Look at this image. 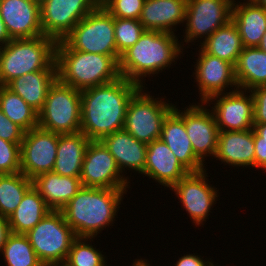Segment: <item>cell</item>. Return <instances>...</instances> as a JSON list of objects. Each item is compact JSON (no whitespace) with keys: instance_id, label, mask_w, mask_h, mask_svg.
Masks as SVG:
<instances>
[{"instance_id":"3","label":"cell","mask_w":266,"mask_h":266,"mask_svg":"<svg viewBox=\"0 0 266 266\" xmlns=\"http://www.w3.org/2000/svg\"><path fill=\"white\" fill-rule=\"evenodd\" d=\"M181 43L173 33L145 30L140 39L121 54L120 75L145 87L142 77L158 74L176 62L184 50Z\"/></svg>"},{"instance_id":"48","label":"cell","mask_w":266,"mask_h":266,"mask_svg":"<svg viewBox=\"0 0 266 266\" xmlns=\"http://www.w3.org/2000/svg\"><path fill=\"white\" fill-rule=\"evenodd\" d=\"M47 266H69L66 262L53 263Z\"/></svg>"},{"instance_id":"11","label":"cell","mask_w":266,"mask_h":266,"mask_svg":"<svg viewBox=\"0 0 266 266\" xmlns=\"http://www.w3.org/2000/svg\"><path fill=\"white\" fill-rule=\"evenodd\" d=\"M100 0H41V30L44 36L62 40Z\"/></svg>"},{"instance_id":"49","label":"cell","mask_w":266,"mask_h":266,"mask_svg":"<svg viewBox=\"0 0 266 266\" xmlns=\"http://www.w3.org/2000/svg\"><path fill=\"white\" fill-rule=\"evenodd\" d=\"M209 266H215L213 263H212V261H211V263L209 264Z\"/></svg>"},{"instance_id":"32","label":"cell","mask_w":266,"mask_h":266,"mask_svg":"<svg viewBox=\"0 0 266 266\" xmlns=\"http://www.w3.org/2000/svg\"><path fill=\"white\" fill-rule=\"evenodd\" d=\"M32 186V179L22 172L0 174V216L8 218Z\"/></svg>"},{"instance_id":"44","label":"cell","mask_w":266,"mask_h":266,"mask_svg":"<svg viewBox=\"0 0 266 266\" xmlns=\"http://www.w3.org/2000/svg\"><path fill=\"white\" fill-rule=\"evenodd\" d=\"M10 40L11 38L6 30V26L0 14V48L5 46Z\"/></svg>"},{"instance_id":"17","label":"cell","mask_w":266,"mask_h":266,"mask_svg":"<svg viewBox=\"0 0 266 266\" xmlns=\"http://www.w3.org/2000/svg\"><path fill=\"white\" fill-rule=\"evenodd\" d=\"M203 104H191L184 110L186 133L195 155L202 162L209 155L215 157L219 134L213 112L205 108Z\"/></svg>"},{"instance_id":"12","label":"cell","mask_w":266,"mask_h":266,"mask_svg":"<svg viewBox=\"0 0 266 266\" xmlns=\"http://www.w3.org/2000/svg\"><path fill=\"white\" fill-rule=\"evenodd\" d=\"M123 175L104 143L90 140L80 174L82 186L127 189L130 182Z\"/></svg>"},{"instance_id":"24","label":"cell","mask_w":266,"mask_h":266,"mask_svg":"<svg viewBox=\"0 0 266 266\" xmlns=\"http://www.w3.org/2000/svg\"><path fill=\"white\" fill-rule=\"evenodd\" d=\"M32 181L51 210H61L82 188L79 177L61 176L54 172L41 173Z\"/></svg>"},{"instance_id":"41","label":"cell","mask_w":266,"mask_h":266,"mask_svg":"<svg viewBox=\"0 0 266 266\" xmlns=\"http://www.w3.org/2000/svg\"><path fill=\"white\" fill-rule=\"evenodd\" d=\"M255 146V168L266 170V143H254Z\"/></svg>"},{"instance_id":"20","label":"cell","mask_w":266,"mask_h":266,"mask_svg":"<svg viewBox=\"0 0 266 266\" xmlns=\"http://www.w3.org/2000/svg\"><path fill=\"white\" fill-rule=\"evenodd\" d=\"M189 172L161 139L147 144L146 164L143 174L160 185L172 188Z\"/></svg>"},{"instance_id":"4","label":"cell","mask_w":266,"mask_h":266,"mask_svg":"<svg viewBox=\"0 0 266 266\" xmlns=\"http://www.w3.org/2000/svg\"><path fill=\"white\" fill-rule=\"evenodd\" d=\"M120 56H108L71 49L63 40L56 44L57 78L83 91L121 77Z\"/></svg>"},{"instance_id":"9","label":"cell","mask_w":266,"mask_h":266,"mask_svg":"<svg viewBox=\"0 0 266 266\" xmlns=\"http://www.w3.org/2000/svg\"><path fill=\"white\" fill-rule=\"evenodd\" d=\"M143 88L134 94L128 104L123 129L138 141L149 144L160 139L163 122L175 105L163 101L162 97L161 100L154 99Z\"/></svg>"},{"instance_id":"43","label":"cell","mask_w":266,"mask_h":266,"mask_svg":"<svg viewBox=\"0 0 266 266\" xmlns=\"http://www.w3.org/2000/svg\"><path fill=\"white\" fill-rule=\"evenodd\" d=\"M10 233L8 219L0 216V252L2 251L3 245Z\"/></svg>"},{"instance_id":"2","label":"cell","mask_w":266,"mask_h":266,"mask_svg":"<svg viewBox=\"0 0 266 266\" xmlns=\"http://www.w3.org/2000/svg\"><path fill=\"white\" fill-rule=\"evenodd\" d=\"M126 191L82 186L60 211L77 237L95 238L116 220L114 218Z\"/></svg>"},{"instance_id":"22","label":"cell","mask_w":266,"mask_h":266,"mask_svg":"<svg viewBox=\"0 0 266 266\" xmlns=\"http://www.w3.org/2000/svg\"><path fill=\"white\" fill-rule=\"evenodd\" d=\"M101 141L114 157L121 173L129 168L128 170L133 169L143 175L146 164L147 144L138 141L125 129L115 131L105 136Z\"/></svg>"},{"instance_id":"28","label":"cell","mask_w":266,"mask_h":266,"mask_svg":"<svg viewBox=\"0 0 266 266\" xmlns=\"http://www.w3.org/2000/svg\"><path fill=\"white\" fill-rule=\"evenodd\" d=\"M51 209L39 192L32 186L23 196L22 201L7 218L10 232L26 234L34 228Z\"/></svg>"},{"instance_id":"13","label":"cell","mask_w":266,"mask_h":266,"mask_svg":"<svg viewBox=\"0 0 266 266\" xmlns=\"http://www.w3.org/2000/svg\"><path fill=\"white\" fill-rule=\"evenodd\" d=\"M59 134L41 127L26 131L20 144V172L27 178L52 172L57 155Z\"/></svg>"},{"instance_id":"35","label":"cell","mask_w":266,"mask_h":266,"mask_svg":"<svg viewBox=\"0 0 266 266\" xmlns=\"http://www.w3.org/2000/svg\"><path fill=\"white\" fill-rule=\"evenodd\" d=\"M139 20L114 17V36L117 52L121 55L133 46L145 32Z\"/></svg>"},{"instance_id":"1","label":"cell","mask_w":266,"mask_h":266,"mask_svg":"<svg viewBox=\"0 0 266 266\" xmlns=\"http://www.w3.org/2000/svg\"><path fill=\"white\" fill-rule=\"evenodd\" d=\"M141 88L120 77L81 91V129L89 140H102L124 127L128 104Z\"/></svg>"},{"instance_id":"25","label":"cell","mask_w":266,"mask_h":266,"mask_svg":"<svg viewBox=\"0 0 266 266\" xmlns=\"http://www.w3.org/2000/svg\"><path fill=\"white\" fill-rule=\"evenodd\" d=\"M235 2L231 20L239 31L243 47H258L266 31V9L254 1Z\"/></svg>"},{"instance_id":"34","label":"cell","mask_w":266,"mask_h":266,"mask_svg":"<svg viewBox=\"0 0 266 266\" xmlns=\"http://www.w3.org/2000/svg\"><path fill=\"white\" fill-rule=\"evenodd\" d=\"M92 240L93 238L77 237L72 243L65 262L69 266H107L102 251L89 244Z\"/></svg>"},{"instance_id":"37","label":"cell","mask_w":266,"mask_h":266,"mask_svg":"<svg viewBox=\"0 0 266 266\" xmlns=\"http://www.w3.org/2000/svg\"><path fill=\"white\" fill-rule=\"evenodd\" d=\"M20 172V144L0 138V174Z\"/></svg>"},{"instance_id":"46","label":"cell","mask_w":266,"mask_h":266,"mask_svg":"<svg viewBox=\"0 0 266 266\" xmlns=\"http://www.w3.org/2000/svg\"><path fill=\"white\" fill-rule=\"evenodd\" d=\"M258 48L266 53V31L264 33V36L262 37V40H261Z\"/></svg>"},{"instance_id":"45","label":"cell","mask_w":266,"mask_h":266,"mask_svg":"<svg viewBox=\"0 0 266 266\" xmlns=\"http://www.w3.org/2000/svg\"><path fill=\"white\" fill-rule=\"evenodd\" d=\"M132 266H150L149 263H147L146 259L142 260L140 259H136L135 262H133Z\"/></svg>"},{"instance_id":"31","label":"cell","mask_w":266,"mask_h":266,"mask_svg":"<svg viewBox=\"0 0 266 266\" xmlns=\"http://www.w3.org/2000/svg\"><path fill=\"white\" fill-rule=\"evenodd\" d=\"M0 109L25 132L38 127V113L6 85H0Z\"/></svg>"},{"instance_id":"38","label":"cell","mask_w":266,"mask_h":266,"mask_svg":"<svg viewBox=\"0 0 266 266\" xmlns=\"http://www.w3.org/2000/svg\"><path fill=\"white\" fill-rule=\"evenodd\" d=\"M25 131L12 122L0 109V138L3 140L21 144Z\"/></svg>"},{"instance_id":"16","label":"cell","mask_w":266,"mask_h":266,"mask_svg":"<svg viewBox=\"0 0 266 266\" xmlns=\"http://www.w3.org/2000/svg\"><path fill=\"white\" fill-rule=\"evenodd\" d=\"M195 66V78L198 83L200 102L205 103L209 98L224 94L225 88L238 89L235 78V67L232 63L205 53L199 49V56Z\"/></svg>"},{"instance_id":"21","label":"cell","mask_w":266,"mask_h":266,"mask_svg":"<svg viewBox=\"0 0 266 266\" xmlns=\"http://www.w3.org/2000/svg\"><path fill=\"white\" fill-rule=\"evenodd\" d=\"M215 158L233 167H255L254 130L219 131Z\"/></svg>"},{"instance_id":"42","label":"cell","mask_w":266,"mask_h":266,"mask_svg":"<svg viewBox=\"0 0 266 266\" xmlns=\"http://www.w3.org/2000/svg\"><path fill=\"white\" fill-rule=\"evenodd\" d=\"M254 143H266V123H254Z\"/></svg>"},{"instance_id":"33","label":"cell","mask_w":266,"mask_h":266,"mask_svg":"<svg viewBox=\"0 0 266 266\" xmlns=\"http://www.w3.org/2000/svg\"><path fill=\"white\" fill-rule=\"evenodd\" d=\"M1 253L7 266H44L25 234L10 233Z\"/></svg>"},{"instance_id":"40","label":"cell","mask_w":266,"mask_h":266,"mask_svg":"<svg viewBox=\"0 0 266 266\" xmlns=\"http://www.w3.org/2000/svg\"><path fill=\"white\" fill-rule=\"evenodd\" d=\"M178 259L177 263L174 264L175 266H209L211 263L209 259L208 261H205L195 254H186Z\"/></svg>"},{"instance_id":"26","label":"cell","mask_w":266,"mask_h":266,"mask_svg":"<svg viewBox=\"0 0 266 266\" xmlns=\"http://www.w3.org/2000/svg\"><path fill=\"white\" fill-rule=\"evenodd\" d=\"M57 79V64L49 70H40L14 78L6 86L19 95L37 113L43 108L47 93Z\"/></svg>"},{"instance_id":"19","label":"cell","mask_w":266,"mask_h":266,"mask_svg":"<svg viewBox=\"0 0 266 266\" xmlns=\"http://www.w3.org/2000/svg\"><path fill=\"white\" fill-rule=\"evenodd\" d=\"M160 139L167 144L181 165L188 172H199L206 168L205 164L195 155L192 143L186 133L184 111L176 108L165 118Z\"/></svg>"},{"instance_id":"18","label":"cell","mask_w":266,"mask_h":266,"mask_svg":"<svg viewBox=\"0 0 266 266\" xmlns=\"http://www.w3.org/2000/svg\"><path fill=\"white\" fill-rule=\"evenodd\" d=\"M0 14L11 39L43 35L38 0H0Z\"/></svg>"},{"instance_id":"10","label":"cell","mask_w":266,"mask_h":266,"mask_svg":"<svg viewBox=\"0 0 266 266\" xmlns=\"http://www.w3.org/2000/svg\"><path fill=\"white\" fill-rule=\"evenodd\" d=\"M234 0H187L184 42L206 40L231 20ZM205 35V36H204Z\"/></svg>"},{"instance_id":"7","label":"cell","mask_w":266,"mask_h":266,"mask_svg":"<svg viewBox=\"0 0 266 266\" xmlns=\"http://www.w3.org/2000/svg\"><path fill=\"white\" fill-rule=\"evenodd\" d=\"M62 40L73 50L121 56L115 42L114 17L100 3Z\"/></svg>"},{"instance_id":"30","label":"cell","mask_w":266,"mask_h":266,"mask_svg":"<svg viewBox=\"0 0 266 266\" xmlns=\"http://www.w3.org/2000/svg\"><path fill=\"white\" fill-rule=\"evenodd\" d=\"M200 44L205 53L226 60L234 66L244 48L239 31L232 20L217 29Z\"/></svg>"},{"instance_id":"8","label":"cell","mask_w":266,"mask_h":266,"mask_svg":"<svg viewBox=\"0 0 266 266\" xmlns=\"http://www.w3.org/2000/svg\"><path fill=\"white\" fill-rule=\"evenodd\" d=\"M25 235L44 266L65 262L77 238L60 210H51Z\"/></svg>"},{"instance_id":"23","label":"cell","mask_w":266,"mask_h":266,"mask_svg":"<svg viewBox=\"0 0 266 266\" xmlns=\"http://www.w3.org/2000/svg\"><path fill=\"white\" fill-rule=\"evenodd\" d=\"M187 0H146L140 23L146 30L174 33L185 21Z\"/></svg>"},{"instance_id":"6","label":"cell","mask_w":266,"mask_h":266,"mask_svg":"<svg viewBox=\"0 0 266 266\" xmlns=\"http://www.w3.org/2000/svg\"><path fill=\"white\" fill-rule=\"evenodd\" d=\"M38 126L58 134L80 132L81 91L57 78L49 88L43 108L38 113Z\"/></svg>"},{"instance_id":"39","label":"cell","mask_w":266,"mask_h":266,"mask_svg":"<svg viewBox=\"0 0 266 266\" xmlns=\"http://www.w3.org/2000/svg\"><path fill=\"white\" fill-rule=\"evenodd\" d=\"M253 95L254 123H266V85H260L250 90Z\"/></svg>"},{"instance_id":"14","label":"cell","mask_w":266,"mask_h":266,"mask_svg":"<svg viewBox=\"0 0 266 266\" xmlns=\"http://www.w3.org/2000/svg\"><path fill=\"white\" fill-rule=\"evenodd\" d=\"M248 93L250 94L248 95ZM247 95L246 90L232 89L231 92L212 96L204 103L206 107L207 104L210 106L212 104L211 102H215L211 111L213 112L219 131H244L253 129V95L250 91H247Z\"/></svg>"},{"instance_id":"15","label":"cell","mask_w":266,"mask_h":266,"mask_svg":"<svg viewBox=\"0 0 266 266\" xmlns=\"http://www.w3.org/2000/svg\"><path fill=\"white\" fill-rule=\"evenodd\" d=\"M206 170L189 172L180 179L171 189L178 196L183 208L188 212L191 220L196 225H203L212 206L218 198L217 188L210 186L207 182ZM207 180V181H206ZM215 202V203H214Z\"/></svg>"},{"instance_id":"27","label":"cell","mask_w":266,"mask_h":266,"mask_svg":"<svg viewBox=\"0 0 266 266\" xmlns=\"http://www.w3.org/2000/svg\"><path fill=\"white\" fill-rule=\"evenodd\" d=\"M90 140L82 132L59 134L57 155L52 172L61 176L79 177Z\"/></svg>"},{"instance_id":"29","label":"cell","mask_w":266,"mask_h":266,"mask_svg":"<svg viewBox=\"0 0 266 266\" xmlns=\"http://www.w3.org/2000/svg\"><path fill=\"white\" fill-rule=\"evenodd\" d=\"M234 67L238 89L266 85V53L258 47H244Z\"/></svg>"},{"instance_id":"5","label":"cell","mask_w":266,"mask_h":266,"mask_svg":"<svg viewBox=\"0 0 266 266\" xmlns=\"http://www.w3.org/2000/svg\"><path fill=\"white\" fill-rule=\"evenodd\" d=\"M57 41L48 36L11 39L0 48V85L14 78L40 70H49L56 63Z\"/></svg>"},{"instance_id":"36","label":"cell","mask_w":266,"mask_h":266,"mask_svg":"<svg viewBox=\"0 0 266 266\" xmlns=\"http://www.w3.org/2000/svg\"><path fill=\"white\" fill-rule=\"evenodd\" d=\"M146 0H100V4L117 18L139 20Z\"/></svg>"},{"instance_id":"47","label":"cell","mask_w":266,"mask_h":266,"mask_svg":"<svg viewBox=\"0 0 266 266\" xmlns=\"http://www.w3.org/2000/svg\"><path fill=\"white\" fill-rule=\"evenodd\" d=\"M253 1L266 9V0H253Z\"/></svg>"}]
</instances>
